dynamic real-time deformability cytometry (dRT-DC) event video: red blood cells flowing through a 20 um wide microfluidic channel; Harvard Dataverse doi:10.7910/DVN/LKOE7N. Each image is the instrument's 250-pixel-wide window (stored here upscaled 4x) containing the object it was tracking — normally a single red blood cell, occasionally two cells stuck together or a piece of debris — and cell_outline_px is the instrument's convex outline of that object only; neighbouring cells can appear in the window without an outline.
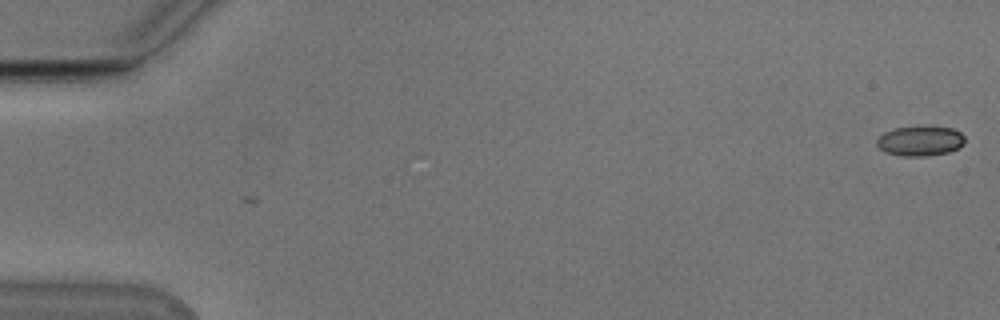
{"species": "Egyptian fruit bat (a non-hibernating species)", "species_latin": "Rousettus aegyptiacus", "temperature_condition": "cold", "stored_images_in_passage": 2, "camera_frame_rate_fps": 3000, "um_per_image_px": 0.085, "animal": {"sex": "male"}, "frame": {"image": 1, "passage_image": 1, "time_ms": 0.0, "image_size_px": [1000, 320], "cell_outline_px": [[964, 144], [948, 152], [928, 156], [900, 156], [884, 152], [876, 144], [876, 140], [884, 132], [896, 128], [952, 128], [960, 132], [964, 136]], "centroid_in_image_um": [78.19, 12.01], "position_along_channel_um": 6.8, "area_um2": 14.97}}